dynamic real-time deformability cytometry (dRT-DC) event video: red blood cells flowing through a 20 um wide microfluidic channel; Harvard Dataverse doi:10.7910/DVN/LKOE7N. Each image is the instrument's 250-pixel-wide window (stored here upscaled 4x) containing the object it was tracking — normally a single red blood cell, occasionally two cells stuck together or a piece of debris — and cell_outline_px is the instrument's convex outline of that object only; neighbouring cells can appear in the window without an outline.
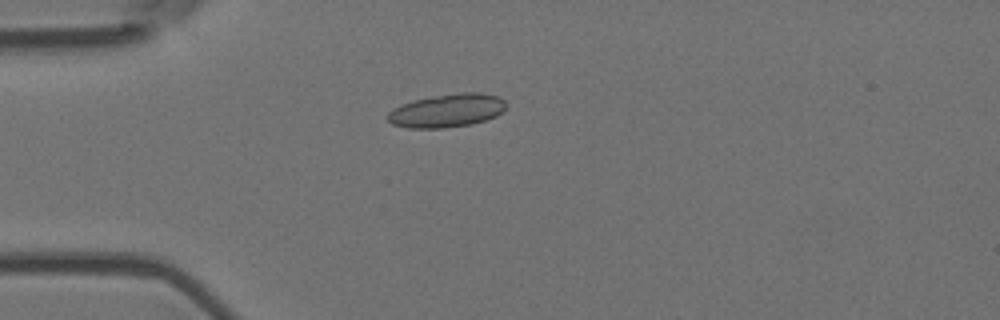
{"species": "Egyptian fruit bat (a non-hibernating species)", "species_latin": "Rousettus aegyptiacus", "temperature_condition": "room temperature", "stored_images_in_passage": 3, "camera_frame_rate_fps": 3000, "um_per_image_px": 0.085, "animal": {"sex": "female"}, "frame": {"image": 1, "passage_image": 1, "time_ms": 0.0, "image_size_px": [1000, 320], "cell_outline_px": [[504, 108], [496, 116], [472, 124], [444, 128], [408, 128], [392, 124], [388, 120], [388, 112], [392, 108], [412, 100], [432, 96], [460, 92], [480, 92], [500, 96], [504, 100]], "centroid_in_image_um": [37.97, 9.39], "position_along_channel_um": 47.0, "area_um2": 23.06}}
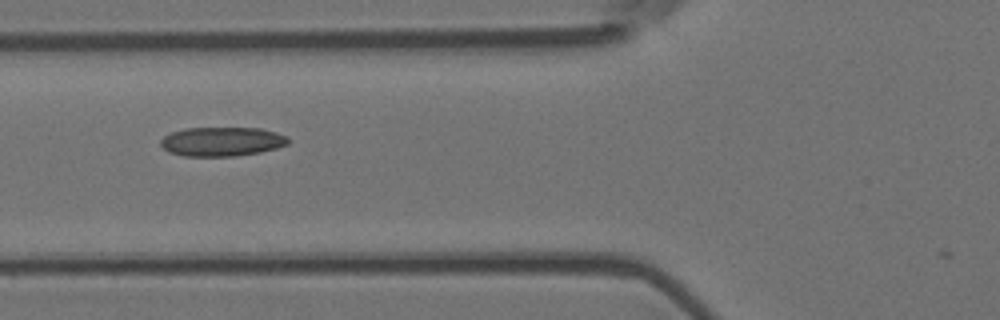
{"frame": {"image": 2, "passage_image": 3, "time_ms": 0.667, "image_size_px": [1000, 320], "cell_outline_px": [[288, 144], [276, 148], [260, 152], [236, 156], [184, 156], [168, 152], [160, 144], [160, 140], [164, 136], [172, 132], [184, 128], [260, 128], [276, 132], [288, 136]], "centroid_in_image_um": [18.86, 12.03], "position_along_channel_um": 106.9, "area_um2": 21.73}}